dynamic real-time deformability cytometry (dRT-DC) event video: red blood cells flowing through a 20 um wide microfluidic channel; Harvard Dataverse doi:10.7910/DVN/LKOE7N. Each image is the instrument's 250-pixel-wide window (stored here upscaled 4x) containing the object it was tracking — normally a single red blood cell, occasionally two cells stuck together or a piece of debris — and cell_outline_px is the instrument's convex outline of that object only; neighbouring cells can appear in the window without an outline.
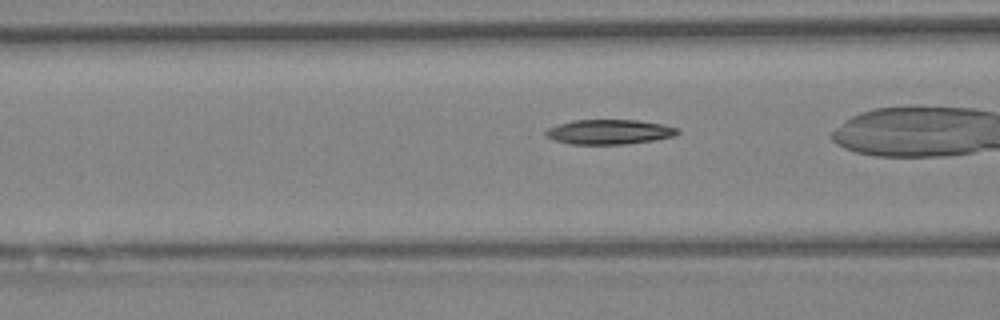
{"species": "Egyptian fruit bat (a non-hibernating species)", "species_latin": "Rousettus aegyptiacus", "temperature_condition": "warm", "stored_images_in_passage": 30, "camera_frame_rate_fps": 3000, "um_per_image_px": 0.085, "animal": {"sex": "female"}, "frame": {"image": 1, "passage_image": 5, "time_ms": 1.333, "image_size_px": [1000, 320], "cell_outline_px": [[680, 132], [676, 136], [652, 140], [624, 144], [572, 144], [556, 140], [548, 136], [544, 132], [548, 128], [572, 120], [636, 120], [660, 124], [680, 128]], "centroid_in_image_um": [51.83, 11.21], "position_along_channel_um": 114.8, "area_um2": 18.79}}
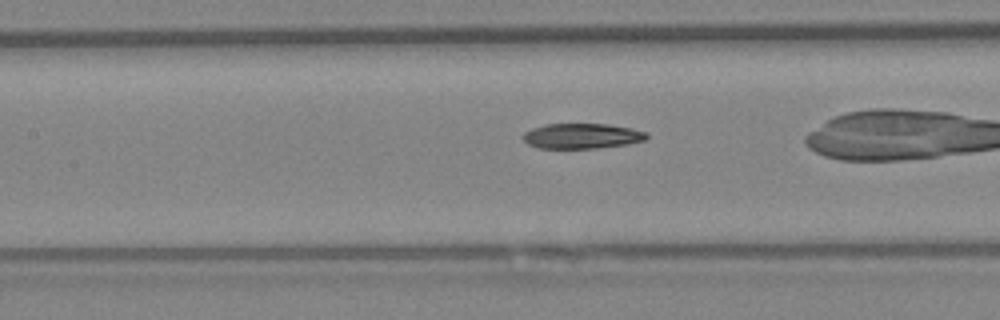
{"frame": {"image": 2, "passage_image": 9, "time_ms": 2.667, "image_size_px": [1000, 320], "cell_outline_px": [[648, 136], [644, 140], [628, 144], [596, 148], [536, 148], [528, 144], [520, 136], [524, 132], [532, 128], [544, 124], [608, 124], [632, 128], [648, 132]], "centroid_in_image_um": [49.44, 11.55], "position_along_channel_um": 158.0, "area_um2": 18.32}}